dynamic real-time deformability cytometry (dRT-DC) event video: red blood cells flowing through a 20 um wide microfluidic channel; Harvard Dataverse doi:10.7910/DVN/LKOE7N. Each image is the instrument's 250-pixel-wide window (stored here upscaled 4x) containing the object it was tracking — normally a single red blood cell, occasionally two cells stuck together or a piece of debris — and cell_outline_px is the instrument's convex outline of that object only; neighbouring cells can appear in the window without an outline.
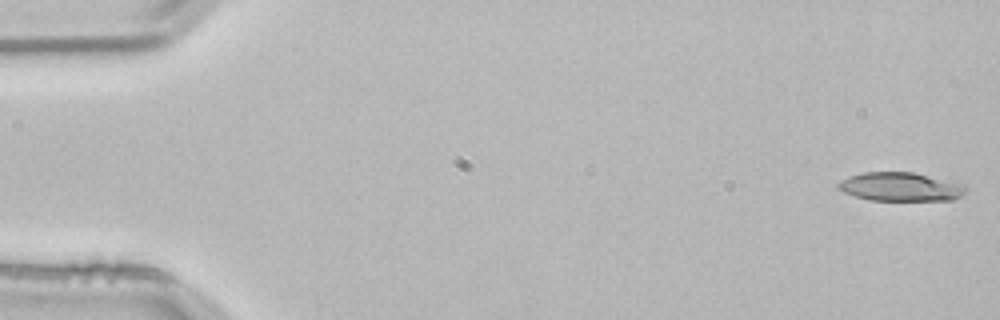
{"species": "common noctule bat (a hibernating species)", "species_latin": "Nyctalus noctula", "temperature_condition": "room temperature", "stored_images_in_passage": 53, "camera_frame_rate_fps": 3000, "um_per_image_px": 0.085, "animal": {"sex": "male", "body_mass_g": 21.5, "forearm_length_mm": 52.0}, "frame": {"image": 1, "passage_image": 1, "time_ms": 0.0, "image_size_px": [1000, 320], "cell_outline_px": [[968, 192], [952, 200], [868, 200], [844, 192], [836, 188], [836, 184], [840, 180], [848, 176], [864, 172], [912, 172], [964, 184], [968, 188]], "centroid_in_image_um": [76.54, 15.87], "position_along_channel_um": 8.5, "area_um2": 21.44}}
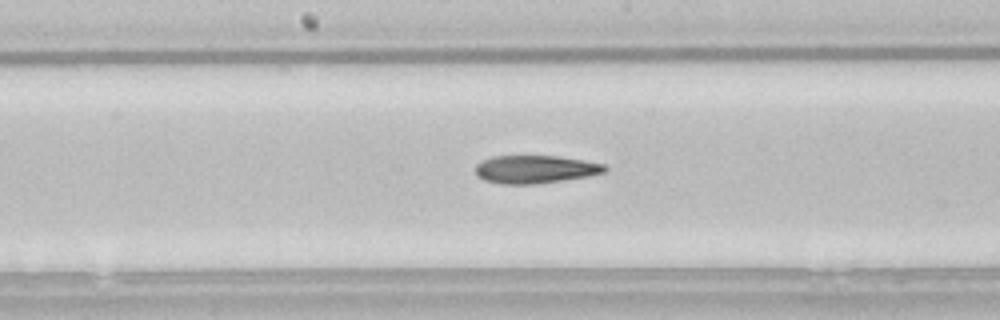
{"frame": {"image": 2, "passage_image": 27, "time_ms": 8.667, "image_size_px": [1000, 320], "cell_outline_px": [[608, 168], [604, 172], [588, 176], [564, 180], [536, 184], [500, 184], [484, 180], [476, 176], [476, 164], [480, 160], [492, 156], [556, 156], [584, 160], [604, 164]], "centroid_in_image_um": [45.45, 14.39], "position_along_channel_um": 202.7, "area_um2": 21.21}}
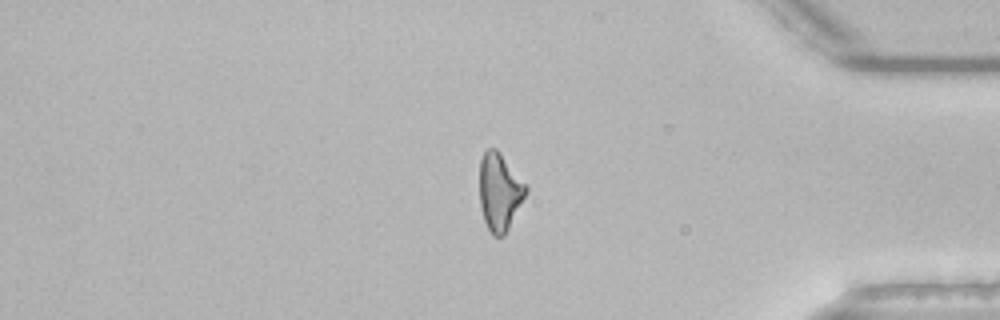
{"frame": {"image": 3, "passage_image": 44, "time_ms": 14.333, "image_size_px": [1000, 320], "cell_outline_px": [[528, 192], [504, 236], [492, 236], [484, 220], [480, 208], [480, 160], [484, 152], [488, 148], [496, 148], [500, 152], [528, 184]], "centroid_in_image_um": [42.49, 16.29], "position_along_channel_um": 392.7, "area_um2": 21.21}, "authors_computed_cell_mechanics": {"area_um2": 21.5016, "velocity_mm_per_s": 3.8451, "shape_relaxation_time_tau1_ms": null, "shape_relaxation_time_tau2_ms": 4.6843, "deformation_change_tau1": null, "deformation_change_tau2": 0.1596}}